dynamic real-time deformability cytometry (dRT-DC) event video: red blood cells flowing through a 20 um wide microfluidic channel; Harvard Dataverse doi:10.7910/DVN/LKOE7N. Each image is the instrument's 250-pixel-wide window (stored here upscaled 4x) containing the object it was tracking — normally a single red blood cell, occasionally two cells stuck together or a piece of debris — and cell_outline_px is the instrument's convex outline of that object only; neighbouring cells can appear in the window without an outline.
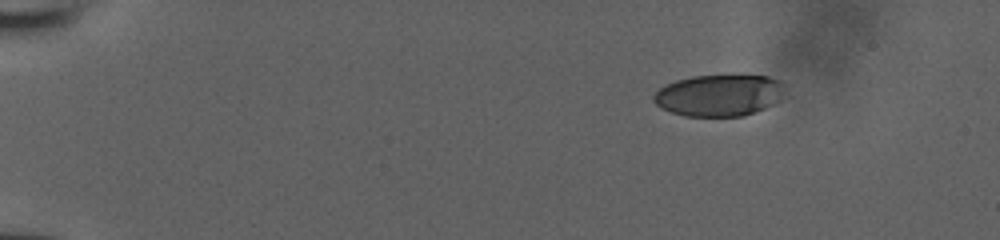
{"species": "human", "species_latin": "Homo sapiens", "temperature_condition": "room temperature", "stored_images_in_passage": 45, "camera_frame_rate_fps": 3000, "um_per_image_px": 0.085, "donor": {"sex": "male"}, "frame": {"image": 1, "passage_image": 1, "time_ms": 0.0, "image_size_px": [1000, 240], "cell_outline_px": [[788, 96], [764, 108], [744, 116], [684, 116], [660, 108], [652, 100], [652, 96], [664, 84], [676, 80], [692, 76], [768, 76], [780, 80], [784, 84]], "centroid_in_image_um": [61.16, 8.1], "position_along_channel_um": 23.8, "area_um2": 32.19}}
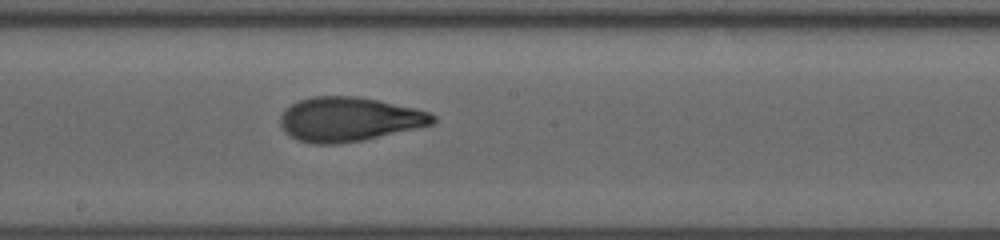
{"frame": {"image": 2, "passage_image": 24, "time_ms": 7.667, "image_size_px": [1000, 240], "cell_outline_px": [[436, 120], [432, 124], [416, 128], [364, 140], [336, 144], [316, 144], [300, 140], [284, 132], [280, 124], [280, 116], [292, 104], [300, 100], [312, 96], [356, 96], [416, 108], [428, 112], [436, 116]], "centroid_in_image_um": [29.67, 10.14], "position_along_channel_um": 218.5, "area_um2": 39.02}}
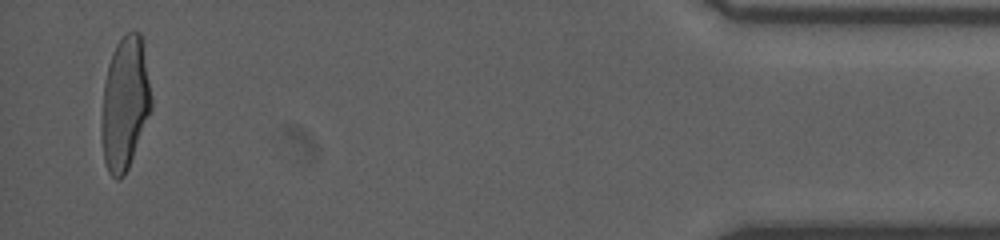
{"frame": {"image": 3, "passage_image": 44, "time_ms": 14.333, "image_size_px": [1000, 240], "cell_outline_px": [[152, 108], [128, 168], [124, 176], [120, 180], [116, 180], [108, 172], [104, 160], [100, 128], [104, 84], [108, 64], [112, 52], [116, 44], [128, 32], [140, 32], [152, 100]], "centroid_in_image_um": [10.59, 8.84], "position_along_channel_um": 424.6, "area_um2": 38.32}}